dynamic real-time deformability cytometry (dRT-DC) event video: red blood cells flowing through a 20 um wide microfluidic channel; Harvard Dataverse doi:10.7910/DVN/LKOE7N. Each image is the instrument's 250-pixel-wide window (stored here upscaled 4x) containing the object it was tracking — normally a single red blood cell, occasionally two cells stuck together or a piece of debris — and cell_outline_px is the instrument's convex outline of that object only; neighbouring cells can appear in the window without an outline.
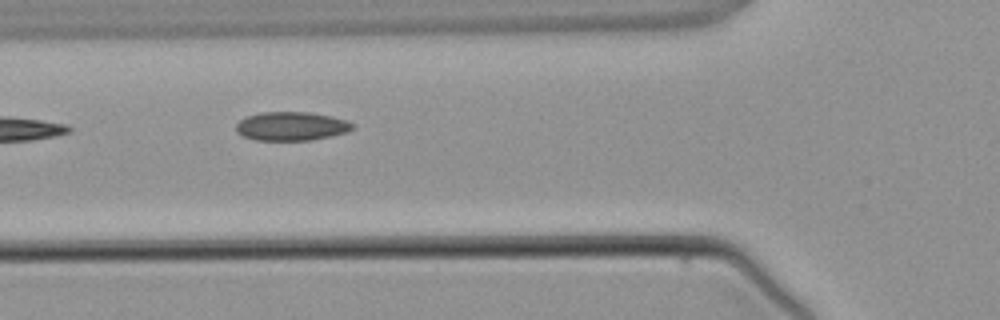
{"species": "common noctule bat (a hibernating species)", "species_latin": "Nyctalus noctula", "temperature_condition": "warm", "stored_images_in_passage": 5, "camera_frame_rate_fps": 3000, "um_per_image_px": 0.085, "animal": {"sex": "male", "body_mass_g": 21.5, "forearm_length_mm": 52.0}, "frame": {"image": 1, "passage_image": 5, "time_ms": 4.667, "image_size_px": [1000, 320], "cell_outline_px": [[352, 128], [348, 132], [332, 136], [312, 140], [256, 140], [244, 136], [236, 132], [236, 124], [244, 116], [260, 112], [308, 112], [332, 116], [348, 120], [352, 124]], "centroid_in_image_um": [24.75, 10.72], "position_along_channel_um": 101.0, "area_um2": 19.65}}